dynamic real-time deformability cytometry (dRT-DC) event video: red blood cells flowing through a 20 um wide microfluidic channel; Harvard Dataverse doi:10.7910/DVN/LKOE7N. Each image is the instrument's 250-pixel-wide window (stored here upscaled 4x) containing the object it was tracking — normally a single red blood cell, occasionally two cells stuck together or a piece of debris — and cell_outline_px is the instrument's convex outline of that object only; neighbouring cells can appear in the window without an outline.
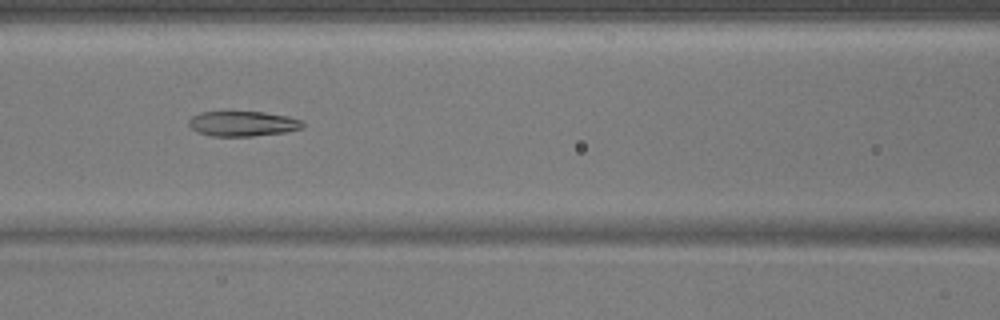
{"species": "common noctule bat (a hibernating species)", "species_latin": "Nyctalus noctula", "temperature_condition": "warm", "stored_images_in_passage": 38, "camera_frame_rate_fps": 3000, "um_per_image_px": 0.085, "animal": {"sex": "male", "body_mass_g": 17.9}, "frame": {"image": 1, "passage_image": 10, "time_ms": 3.0, "image_size_px": [1000, 320], "cell_outline_px": [[304, 128], [284, 132], [252, 136], [212, 136], [196, 132], [188, 124], [188, 120], [192, 116], [200, 112], [228, 108], [264, 112], [288, 116], [304, 120]], "centroid_in_image_um": [20.6, 10.45], "position_along_channel_um": 146.0, "area_um2": 17.69}}
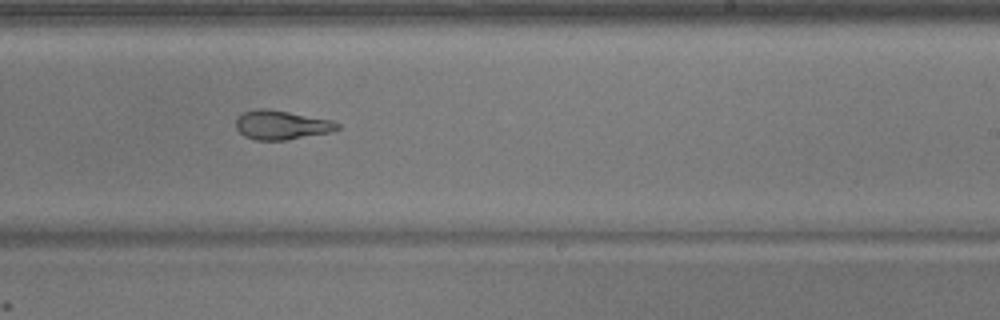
{"frame": {"image": 2, "passage_image": 19, "time_ms": 6.0, "image_size_px": [1000, 320], "cell_outline_px": [[340, 128], [332, 132], [284, 140], [256, 140], [244, 136], [236, 128], [236, 120], [244, 112], [256, 108], [268, 108], [332, 120], [340, 124]], "centroid_in_image_um": [23.94, 10.62], "position_along_channel_um": 265.1, "area_um2": 17.22}}
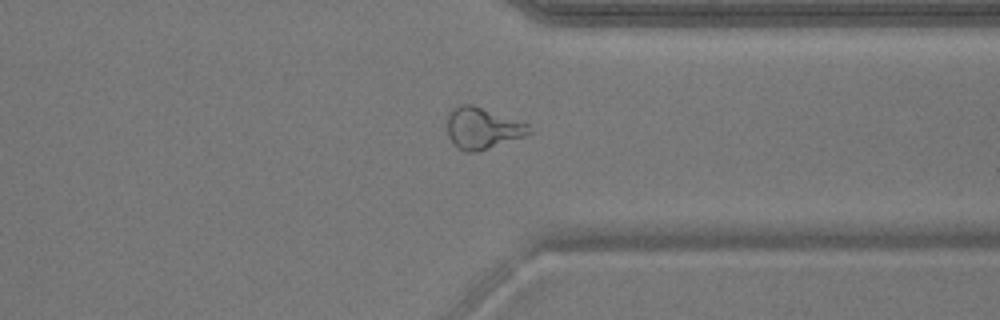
{"frame": {"image": 3, "passage_image": 27, "time_ms": 8.667, "image_size_px": [1000, 320], "cell_outline_px": [[532, 132], [524, 136], [476, 152], [464, 152], [452, 144], [448, 136], [448, 112], [452, 108], [460, 104], [472, 104], [528, 124]], "centroid_in_image_um": [40.96, 10.9], "position_along_channel_um": 370.4, "area_um2": 19.59}}